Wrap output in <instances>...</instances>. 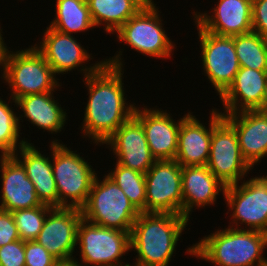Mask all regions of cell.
I'll list each match as a JSON object with an SVG mask.
<instances>
[{
    "instance_id": "1",
    "label": "cell",
    "mask_w": 267,
    "mask_h": 266,
    "mask_svg": "<svg viewBox=\"0 0 267 266\" xmlns=\"http://www.w3.org/2000/svg\"><path fill=\"white\" fill-rule=\"evenodd\" d=\"M123 49L104 63L83 83L88 90L86 107L80 132L94 145L103 143L128 119L134 115L136 104H128L124 89ZM84 134V135H83Z\"/></svg>"
},
{
    "instance_id": "2",
    "label": "cell",
    "mask_w": 267,
    "mask_h": 266,
    "mask_svg": "<svg viewBox=\"0 0 267 266\" xmlns=\"http://www.w3.org/2000/svg\"><path fill=\"white\" fill-rule=\"evenodd\" d=\"M189 219L172 213H140L130 233L137 253L131 266H169Z\"/></svg>"
},
{
    "instance_id": "3",
    "label": "cell",
    "mask_w": 267,
    "mask_h": 266,
    "mask_svg": "<svg viewBox=\"0 0 267 266\" xmlns=\"http://www.w3.org/2000/svg\"><path fill=\"white\" fill-rule=\"evenodd\" d=\"M267 234L227 227L216 229L186 252L215 266H267Z\"/></svg>"
},
{
    "instance_id": "4",
    "label": "cell",
    "mask_w": 267,
    "mask_h": 266,
    "mask_svg": "<svg viewBox=\"0 0 267 266\" xmlns=\"http://www.w3.org/2000/svg\"><path fill=\"white\" fill-rule=\"evenodd\" d=\"M1 79L9 85L7 88L11 91L8 95L15 101L30 94L56 92L62 86L34 45L17 51L8 50Z\"/></svg>"
},
{
    "instance_id": "5",
    "label": "cell",
    "mask_w": 267,
    "mask_h": 266,
    "mask_svg": "<svg viewBox=\"0 0 267 266\" xmlns=\"http://www.w3.org/2000/svg\"><path fill=\"white\" fill-rule=\"evenodd\" d=\"M52 172L58 192V207L81 208L98 175L77 151L55 138L52 141Z\"/></svg>"
},
{
    "instance_id": "6",
    "label": "cell",
    "mask_w": 267,
    "mask_h": 266,
    "mask_svg": "<svg viewBox=\"0 0 267 266\" xmlns=\"http://www.w3.org/2000/svg\"><path fill=\"white\" fill-rule=\"evenodd\" d=\"M96 176L86 203L80 208L82 218L99 226L131 231L140 212L121 188L106 174Z\"/></svg>"
},
{
    "instance_id": "7",
    "label": "cell",
    "mask_w": 267,
    "mask_h": 266,
    "mask_svg": "<svg viewBox=\"0 0 267 266\" xmlns=\"http://www.w3.org/2000/svg\"><path fill=\"white\" fill-rule=\"evenodd\" d=\"M223 196L232 213L228 227L267 234V175L226 186Z\"/></svg>"
},
{
    "instance_id": "8",
    "label": "cell",
    "mask_w": 267,
    "mask_h": 266,
    "mask_svg": "<svg viewBox=\"0 0 267 266\" xmlns=\"http://www.w3.org/2000/svg\"><path fill=\"white\" fill-rule=\"evenodd\" d=\"M131 231L106 228L81 219L77 229V246L83 266H131L120 258L131 252ZM79 245V246H78ZM84 263V264H83Z\"/></svg>"
},
{
    "instance_id": "9",
    "label": "cell",
    "mask_w": 267,
    "mask_h": 266,
    "mask_svg": "<svg viewBox=\"0 0 267 266\" xmlns=\"http://www.w3.org/2000/svg\"><path fill=\"white\" fill-rule=\"evenodd\" d=\"M156 5L139 10L115 33L119 43L129 45L144 56L163 60L171 58L177 46L164 30L161 12Z\"/></svg>"
},
{
    "instance_id": "10",
    "label": "cell",
    "mask_w": 267,
    "mask_h": 266,
    "mask_svg": "<svg viewBox=\"0 0 267 266\" xmlns=\"http://www.w3.org/2000/svg\"><path fill=\"white\" fill-rule=\"evenodd\" d=\"M182 166L173 160H156L145 173V213L183 216Z\"/></svg>"
},
{
    "instance_id": "11",
    "label": "cell",
    "mask_w": 267,
    "mask_h": 266,
    "mask_svg": "<svg viewBox=\"0 0 267 266\" xmlns=\"http://www.w3.org/2000/svg\"><path fill=\"white\" fill-rule=\"evenodd\" d=\"M200 40L201 60L207 76L219 97L233 83L240 69L233 37L219 36L203 30L195 21Z\"/></svg>"
},
{
    "instance_id": "12",
    "label": "cell",
    "mask_w": 267,
    "mask_h": 266,
    "mask_svg": "<svg viewBox=\"0 0 267 266\" xmlns=\"http://www.w3.org/2000/svg\"><path fill=\"white\" fill-rule=\"evenodd\" d=\"M207 167L225 186L243 181L253 170L241 154L235 129L224 118L212 129Z\"/></svg>"
},
{
    "instance_id": "13",
    "label": "cell",
    "mask_w": 267,
    "mask_h": 266,
    "mask_svg": "<svg viewBox=\"0 0 267 266\" xmlns=\"http://www.w3.org/2000/svg\"><path fill=\"white\" fill-rule=\"evenodd\" d=\"M42 35L40 44L35 43L34 47L44 56L55 75L68 74V71L70 73L79 69L78 72L83 73L85 78L104 63L102 60L89 65L88 62L93 59L92 54L87 52L73 35L61 33L49 26Z\"/></svg>"
},
{
    "instance_id": "14",
    "label": "cell",
    "mask_w": 267,
    "mask_h": 266,
    "mask_svg": "<svg viewBox=\"0 0 267 266\" xmlns=\"http://www.w3.org/2000/svg\"><path fill=\"white\" fill-rule=\"evenodd\" d=\"M81 219L80 208L53 207L35 241L58 261L75 258L77 229Z\"/></svg>"
},
{
    "instance_id": "15",
    "label": "cell",
    "mask_w": 267,
    "mask_h": 266,
    "mask_svg": "<svg viewBox=\"0 0 267 266\" xmlns=\"http://www.w3.org/2000/svg\"><path fill=\"white\" fill-rule=\"evenodd\" d=\"M188 114L175 121L166 109L136 106L134 116L141 122L151 154L156 160L175 159L181 121Z\"/></svg>"
},
{
    "instance_id": "16",
    "label": "cell",
    "mask_w": 267,
    "mask_h": 266,
    "mask_svg": "<svg viewBox=\"0 0 267 266\" xmlns=\"http://www.w3.org/2000/svg\"><path fill=\"white\" fill-rule=\"evenodd\" d=\"M117 158L116 163L145 174L156 159L152 156L141 122L133 115L104 143ZM111 148V149H110Z\"/></svg>"
},
{
    "instance_id": "17",
    "label": "cell",
    "mask_w": 267,
    "mask_h": 266,
    "mask_svg": "<svg viewBox=\"0 0 267 266\" xmlns=\"http://www.w3.org/2000/svg\"><path fill=\"white\" fill-rule=\"evenodd\" d=\"M217 1L210 13L192 12L193 20L203 30L228 37L252 32V0Z\"/></svg>"
},
{
    "instance_id": "18",
    "label": "cell",
    "mask_w": 267,
    "mask_h": 266,
    "mask_svg": "<svg viewBox=\"0 0 267 266\" xmlns=\"http://www.w3.org/2000/svg\"><path fill=\"white\" fill-rule=\"evenodd\" d=\"M209 113L211 116L207 127L190 111L181 121L175 157L181 166L207 165L212 129L223 119L219 109L214 108Z\"/></svg>"
},
{
    "instance_id": "19",
    "label": "cell",
    "mask_w": 267,
    "mask_h": 266,
    "mask_svg": "<svg viewBox=\"0 0 267 266\" xmlns=\"http://www.w3.org/2000/svg\"><path fill=\"white\" fill-rule=\"evenodd\" d=\"M222 115L237 133L243 158L252 168L260 164L267 156V112L246 110Z\"/></svg>"
},
{
    "instance_id": "20",
    "label": "cell",
    "mask_w": 267,
    "mask_h": 266,
    "mask_svg": "<svg viewBox=\"0 0 267 266\" xmlns=\"http://www.w3.org/2000/svg\"><path fill=\"white\" fill-rule=\"evenodd\" d=\"M0 173V209L13 212L42 205L25 168L14 156L0 157Z\"/></svg>"
},
{
    "instance_id": "21",
    "label": "cell",
    "mask_w": 267,
    "mask_h": 266,
    "mask_svg": "<svg viewBox=\"0 0 267 266\" xmlns=\"http://www.w3.org/2000/svg\"><path fill=\"white\" fill-rule=\"evenodd\" d=\"M181 176L183 216L189 220L193 208L214 206L217 196L225 193L226 186L215 177L207 165L182 166Z\"/></svg>"
},
{
    "instance_id": "22",
    "label": "cell",
    "mask_w": 267,
    "mask_h": 266,
    "mask_svg": "<svg viewBox=\"0 0 267 266\" xmlns=\"http://www.w3.org/2000/svg\"><path fill=\"white\" fill-rule=\"evenodd\" d=\"M267 80V70L240 67L233 83L219 97L221 113H237L246 110L261 111V101Z\"/></svg>"
},
{
    "instance_id": "23",
    "label": "cell",
    "mask_w": 267,
    "mask_h": 266,
    "mask_svg": "<svg viewBox=\"0 0 267 266\" xmlns=\"http://www.w3.org/2000/svg\"><path fill=\"white\" fill-rule=\"evenodd\" d=\"M50 154L36 148L33 143H26L15 153L14 157L25 168L27 177L34 184L38 199L42 204L51 207H58V192L55 178L52 172V142L50 144ZM51 158V159H50Z\"/></svg>"
},
{
    "instance_id": "24",
    "label": "cell",
    "mask_w": 267,
    "mask_h": 266,
    "mask_svg": "<svg viewBox=\"0 0 267 266\" xmlns=\"http://www.w3.org/2000/svg\"><path fill=\"white\" fill-rule=\"evenodd\" d=\"M53 93L30 94L18 98L16 101L9 97L8 102L21 109L22 114L18 116L20 130L22 117L26 118V121H29L33 126L42 129L43 132L46 130L57 135L64 129L68 113L64 111L66 109H62L58 100H55Z\"/></svg>"
},
{
    "instance_id": "25",
    "label": "cell",
    "mask_w": 267,
    "mask_h": 266,
    "mask_svg": "<svg viewBox=\"0 0 267 266\" xmlns=\"http://www.w3.org/2000/svg\"><path fill=\"white\" fill-rule=\"evenodd\" d=\"M55 1V18L50 22L49 27L69 35L95 28L87 0Z\"/></svg>"
},
{
    "instance_id": "26",
    "label": "cell",
    "mask_w": 267,
    "mask_h": 266,
    "mask_svg": "<svg viewBox=\"0 0 267 266\" xmlns=\"http://www.w3.org/2000/svg\"><path fill=\"white\" fill-rule=\"evenodd\" d=\"M95 27L114 34L140 9L130 0H87ZM105 25V26H104Z\"/></svg>"
},
{
    "instance_id": "27",
    "label": "cell",
    "mask_w": 267,
    "mask_h": 266,
    "mask_svg": "<svg viewBox=\"0 0 267 266\" xmlns=\"http://www.w3.org/2000/svg\"><path fill=\"white\" fill-rule=\"evenodd\" d=\"M233 41L240 67L267 70V38L252 31L233 36Z\"/></svg>"
},
{
    "instance_id": "28",
    "label": "cell",
    "mask_w": 267,
    "mask_h": 266,
    "mask_svg": "<svg viewBox=\"0 0 267 266\" xmlns=\"http://www.w3.org/2000/svg\"><path fill=\"white\" fill-rule=\"evenodd\" d=\"M115 167L106 174L125 193L134 207L145 213L146 184L145 174L126 168L115 162Z\"/></svg>"
},
{
    "instance_id": "29",
    "label": "cell",
    "mask_w": 267,
    "mask_h": 266,
    "mask_svg": "<svg viewBox=\"0 0 267 266\" xmlns=\"http://www.w3.org/2000/svg\"><path fill=\"white\" fill-rule=\"evenodd\" d=\"M6 100L0 97V157L13 156L14 153L26 143H30L21 138L19 134L18 113Z\"/></svg>"
},
{
    "instance_id": "30",
    "label": "cell",
    "mask_w": 267,
    "mask_h": 266,
    "mask_svg": "<svg viewBox=\"0 0 267 266\" xmlns=\"http://www.w3.org/2000/svg\"><path fill=\"white\" fill-rule=\"evenodd\" d=\"M53 207L42 204L28 209H20L11 212L18 228L20 239L32 241L39 235L48 212Z\"/></svg>"
},
{
    "instance_id": "31",
    "label": "cell",
    "mask_w": 267,
    "mask_h": 266,
    "mask_svg": "<svg viewBox=\"0 0 267 266\" xmlns=\"http://www.w3.org/2000/svg\"><path fill=\"white\" fill-rule=\"evenodd\" d=\"M57 261L35 240L25 241V266H54Z\"/></svg>"
},
{
    "instance_id": "32",
    "label": "cell",
    "mask_w": 267,
    "mask_h": 266,
    "mask_svg": "<svg viewBox=\"0 0 267 266\" xmlns=\"http://www.w3.org/2000/svg\"><path fill=\"white\" fill-rule=\"evenodd\" d=\"M0 266H25V241L19 239L0 247Z\"/></svg>"
},
{
    "instance_id": "33",
    "label": "cell",
    "mask_w": 267,
    "mask_h": 266,
    "mask_svg": "<svg viewBox=\"0 0 267 266\" xmlns=\"http://www.w3.org/2000/svg\"><path fill=\"white\" fill-rule=\"evenodd\" d=\"M19 239L18 228L12 213L0 209V247Z\"/></svg>"
},
{
    "instance_id": "34",
    "label": "cell",
    "mask_w": 267,
    "mask_h": 266,
    "mask_svg": "<svg viewBox=\"0 0 267 266\" xmlns=\"http://www.w3.org/2000/svg\"><path fill=\"white\" fill-rule=\"evenodd\" d=\"M252 31L267 38V0H252Z\"/></svg>"
},
{
    "instance_id": "35",
    "label": "cell",
    "mask_w": 267,
    "mask_h": 266,
    "mask_svg": "<svg viewBox=\"0 0 267 266\" xmlns=\"http://www.w3.org/2000/svg\"><path fill=\"white\" fill-rule=\"evenodd\" d=\"M2 29L1 26H0V70H1V74L0 76L2 77V74H3V70H4V65H5V59H6V55H7V52L9 50V48H7L6 46V43L4 41V38L2 37Z\"/></svg>"
},
{
    "instance_id": "36",
    "label": "cell",
    "mask_w": 267,
    "mask_h": 266,
    "mask_svg": "<svg viewBox=\"0 0 267 266\" xmlns=\"http://www.w3.org/2000/svg\"><path fill=\"white\" fill-rule=\"evenodd\" d=\"M54 266H83L78 258H72V259H68V260H59L56 262V264Z\"/></svg>"
},
{
    "instance_id": "37",
    "label": "cell",
    "mask_w": 267,
    "mask_h": 266,
    "mask_svg": "<svg viewBox=\"0 0 267 266\" xmlns=\"http://www.w3.org/2000/svg\"><path fill=\"white\" fill-rule=\"evenodd\" d=\"M132 1L140 10L150 8L155 3L153 0H130Z\"/></svg>"
},
{
    "instance_id": "38",
    "label": "cell",
    "mask_w": 267,
    "mask_h": 266,
    "mask_svg": "<svg viewBox=\"0 0 267 266\" xmlns=\"http://www.w3.org/2000/svg\"><path fill=\"white\" fill-rule=\"evenodd\" d=\"M261 112H267V80L265 84L264 95L261 101Z\"/></svg>"
}]
</instances>
